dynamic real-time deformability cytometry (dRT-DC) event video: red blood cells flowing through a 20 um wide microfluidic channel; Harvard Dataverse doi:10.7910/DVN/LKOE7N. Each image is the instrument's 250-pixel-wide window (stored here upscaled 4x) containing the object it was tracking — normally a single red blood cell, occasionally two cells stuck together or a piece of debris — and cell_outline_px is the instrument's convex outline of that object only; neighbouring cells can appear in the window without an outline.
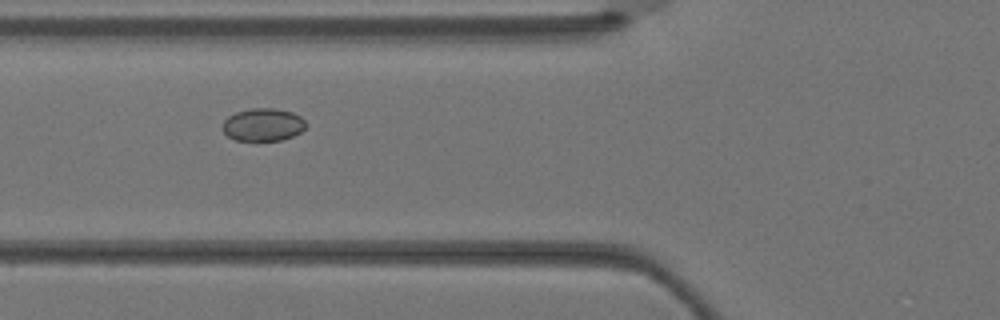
{"species": "Egyptian fruit bat (a non-hibernating species)", "species_latin": "Rousettus aegyptiacus", "temperature_condition": "warm", "stored_images_in_passage": 4, "camera_frame_rate_fps": 3000, "um_per_image_px": 0.085, "animal": {"sex": "female"}, "frame": {"image": 1, "passage_image": 3, "time_ms": 0.667, "image_size_px": [1000, 320], "cell_outline_px": [[304, 128], [300, 132], [292, 136], [280, 140], [236, 140], [228, 136], [224, 132], [224, 120], [228, 116], [236, 112], [252, 108], [276, 108], [292, 112], [300, 116], [304, 120]], "centroid_in_image_um": [22.35, 10.58], "position_along_channel_um": 103.4, "area_um2": 15.66}}
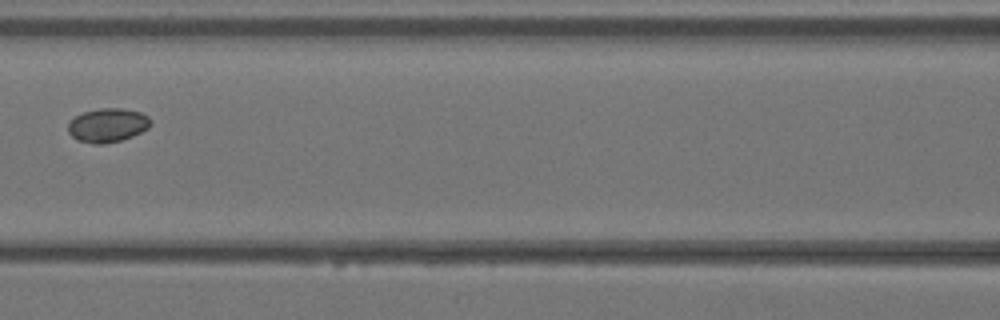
{"frame": {"image": 2, "passage_image": 4, "time_ms": 1.0, "image_size_px": [1000, 320], "cell_outline_px": [[152, 120], [148, 128], [132, 136], [120, 140], [104, 144], [92, 144], [76, 140], [68, 132], [68, 124], [76, 116], [84, 112], [100, 108], [124, 108], [140, 112], [148, 116]], "centroid_in_image_um": [9.15, 10.64], "position_along_channel_um": 157.5, "area_um2": 16.3}}